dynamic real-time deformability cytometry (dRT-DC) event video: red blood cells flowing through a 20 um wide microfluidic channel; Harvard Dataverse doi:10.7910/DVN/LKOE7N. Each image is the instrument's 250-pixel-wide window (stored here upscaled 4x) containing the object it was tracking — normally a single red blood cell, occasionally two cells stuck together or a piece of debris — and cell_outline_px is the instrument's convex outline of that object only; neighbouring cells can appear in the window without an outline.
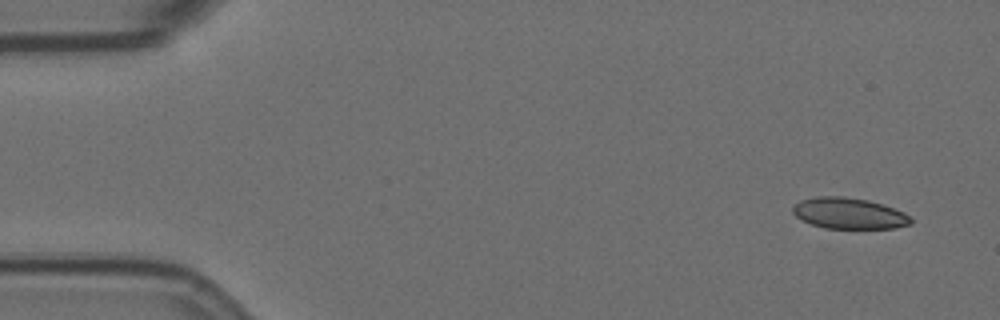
{"species": "Egyptian fruit bat (a non-hibernating species)", "species_latin": "Rousettus aegyptiacus", "temperature_condition": "room temperature", "stored_images_in_passage": 55, "camera_frame_rate_fps": 3000, "um_per_image_px": 0.085, "animal": {"sex": "female"}, "frame": {"image": 1, "passage_image": 1, "time_ms": 0.0, "image_size_px": [1000, 320], "cell_outline_px": [[912, 224], [896, 228], [824, 228], [800, 220], [792, 212], [792, 204], [800, 200], [816, 196], [844, 196], [868, 200], [904, 212], [912, 220]], "centroid_in_image_um": [72.11, 18.13], "position_along_channel_um": 12.9, "area_um2": 21.44}}
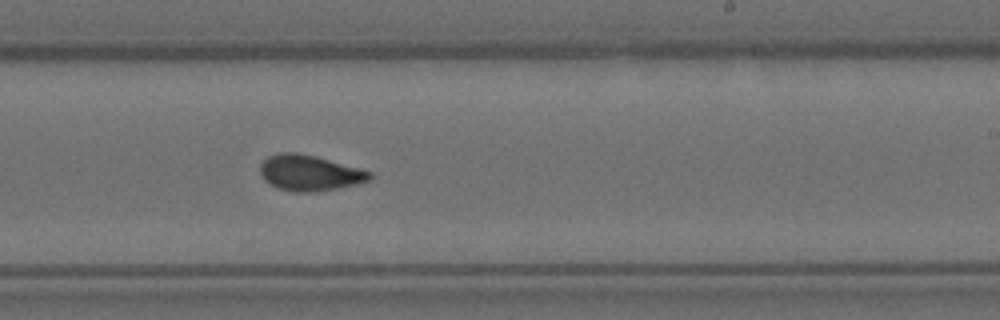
{"frame": {"image": 2, "passage_image": 32, "time_ms": 10.333, "image_size_px": [1000, 320], "cell_outline_px": [[372, 176], [368, 180], [356, 184], [316, 192], [296, 192], [276, 188], [268, 184], [260, 176], [260, 164], [268, 156], [280, 152], [296, 152], [316, 156], [360, 168], [372, 172]], "centroid_in_image_um": [26.27, 14.69], "position_along_channel_um": 262.7, "area_um2": 22.95}}
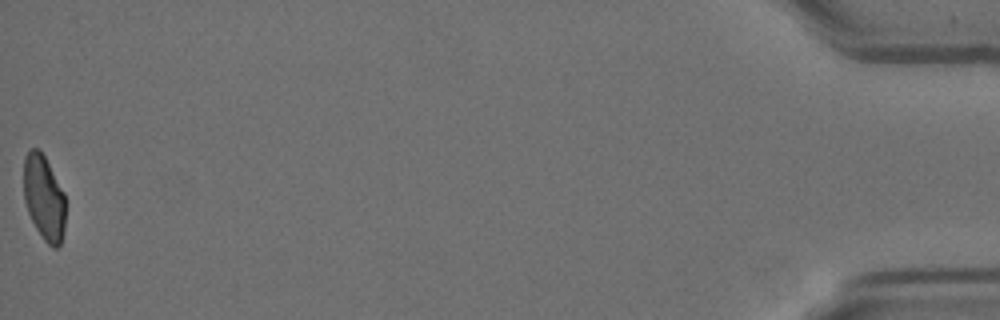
{"frame": {"image": 3, "passage_image": 55, "time_ms": 18.0, "image_size_px": [1000, 320], "cell_outline_px": [[64, 228], [60, 244], [56, 248], [52, 248], [44, 240], [36, 228], [28, 212], [24, 200], [24, 156], [32, 148], [36, 148], [44, 156], [64, 192]], "centroid_in_image_um": [3.72, 16.82], "position_along_channel_um": 431.5, "area_um2": 20.4}, "authors_computed_cell_mechanics": {"area_um2": 22.3108, "velocity_mm_per_s": 3.5325, "shape_relaxation_time_tau1_ms": 7.1685, "shape_relaxation_time_tau2_ms": 1.3259, "deformation_change_tau1": 0.1562, "deformation_change_tau2": 0.068}}